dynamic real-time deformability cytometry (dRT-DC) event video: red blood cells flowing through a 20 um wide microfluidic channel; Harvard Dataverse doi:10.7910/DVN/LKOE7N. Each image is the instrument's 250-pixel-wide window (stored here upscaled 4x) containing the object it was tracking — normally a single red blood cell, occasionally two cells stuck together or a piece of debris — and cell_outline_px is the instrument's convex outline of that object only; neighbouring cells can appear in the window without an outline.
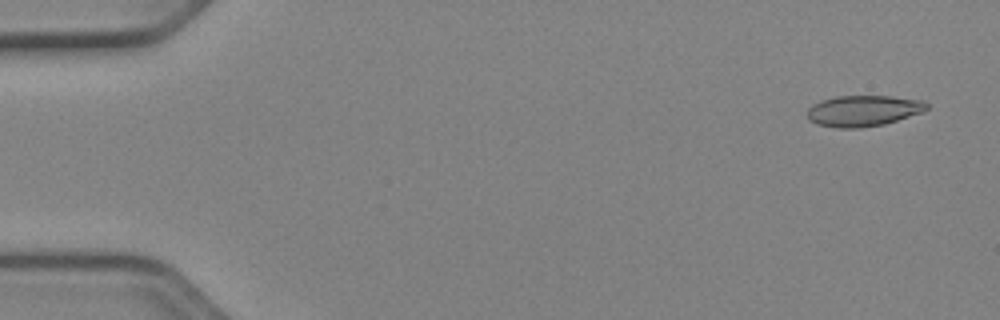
{"species": "Egyptian fruit bat (a non-hibernating species)", "species_latin": "Rousettus aegyptiacus", "temperature_condition": "cold", "stored_images_in_passage": 52, "camera_frame_rate_fps": 3000, "um_per_image_px": 0.085, "animal": {"sex": "female"}, "frame": {"image": 1, "passage_image": 3, "time_ms": 0.667, "image_size_px": [1000, 320], "cell_outline_px": [[928, 108], [924, 112], [884, 124], [860, 128], [836, 128], [816, 124], [808, 120], [808, 108], [812, 104], [820, 100], [836, 96], [892, 96], [924, 100], [928, 104]], "centroid_in_image_um": [73.38, 9.41], "position_along_channel_um": 11.6, "area_um2": 21.85}}
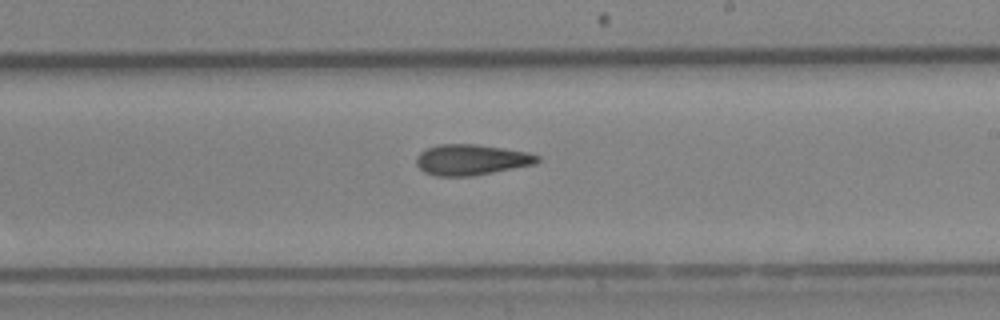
{"frame": {"image": 2, "passage_image": 31, "time_ms": 10.0, "image_size_px": [1000, 320], "cell_outline_px": [[540, 160], [536, 164], [472, 176], [436, 176], [424, 172], [416, 164], [416, 156], [420, 152], [428, 148], [440, 144], [476, 144], [528, 152], [540, 156]], "centroid_in_image_um": [40.07, 13.58], "position_along_channel_um": 248.9, "area_um2": 21.68}}
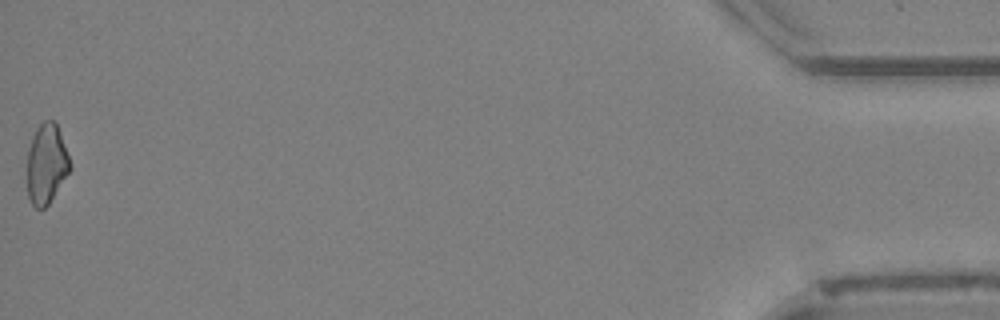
{"frame": {"image": 3, "passage_image": 52, "time_ms": 17.0, "image_size_px": [1000, 320], "cell_outline_px": [[72, 168], [48, 204], [44, 208], [36, 208], [32, 204], [28, 196], [28, 148], [32, 136], [36, 128], [44, 120], [52, 120], [56, 124], [68, 156]], "centroid_in_image_um": [3.94, 13.93], "position_along_channel_um": 431.3, "area_um2": 19.59}, "authors_computed_cell_mechanics": {"area_um2": 21.4149, "velocity_mm_per_s": 3.9803, "shape_relaxation_time_tau1_ms": null, "shape_relaxation_time_tau2_ms": 7.0461, "deformation_change_tau1": null, "deformation_change_tau2": 0.1429}}